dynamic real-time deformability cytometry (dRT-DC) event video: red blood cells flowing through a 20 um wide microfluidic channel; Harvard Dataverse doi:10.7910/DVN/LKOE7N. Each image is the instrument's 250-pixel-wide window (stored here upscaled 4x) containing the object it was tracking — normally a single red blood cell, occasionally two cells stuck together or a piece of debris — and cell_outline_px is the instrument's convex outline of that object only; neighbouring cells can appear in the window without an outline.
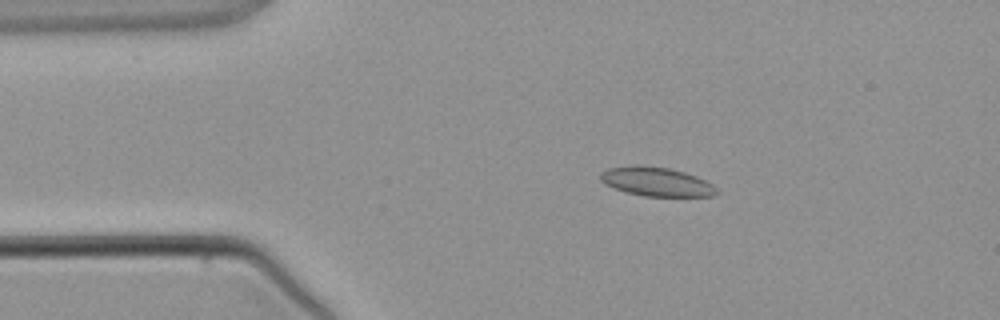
{"species": "common noctule bat (a hibernating species)", "species_latin": "Nyctalus noctula", "temperature_condition": "warm", "stored_images_in_passage": 4, "camera_frame_rate_fps": 3000, "um_per_image_px": 0.085, "animal": {"sex": "male", "body_mass_g": 21.5, "forearm_length_mm": 52.0}, "frame": {"image": 1, "passage_image": 3, "time_ms": 2.333, "image_size_px": [1000, 320], "cell_outline_px": [[720, 192], [716, 196], [644, 196], [624, 192], [612, 188], [604, 184], [600, 180], [600, 172], [608, 168], [632, 164], [636, 164], [668, 168], [684, 172], [696, 176], [712, 184]], "centroid_in_image_um": [55.75, 15.44], "position_along_channel_um": 29.2, "area_um2": 19.94}}